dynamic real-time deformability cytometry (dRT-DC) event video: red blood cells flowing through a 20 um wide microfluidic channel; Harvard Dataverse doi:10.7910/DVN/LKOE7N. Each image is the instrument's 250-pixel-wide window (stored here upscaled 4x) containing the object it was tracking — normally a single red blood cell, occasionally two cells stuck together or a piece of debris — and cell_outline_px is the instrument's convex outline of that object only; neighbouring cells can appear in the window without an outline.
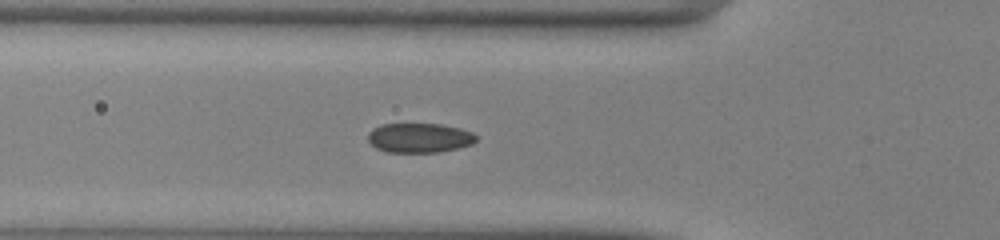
{"species": "common noctule bat (a hibernating species)", "species_latin": "Nyctalus noctula", "temperature_condition": "warm", "stored_images_in_passage": 29, "camera_frame_rate_fps": 3000, "um_per_image_px": 0.085, "animal": {"sex": "male", "body_mass_g": 13.0, "forearm_length_mm": 53.1}, "frame": {"image": 1, "passage_image": 2, "time_ms": 0.333, "image_size_px": [1000, 240], "cell_outline_px": [[476, 140], [472, 144], [440, 152], [388, 152], [376, 148], [368, 140], [368, 132], [372, 128], [380, 124], [440, 124], [460, 128], [472, 132], [476, 136]], "centroid_in_image_um": [35.63, 11.71], "position_along_channel_um": 90.2, "area_um2": 18.61}}
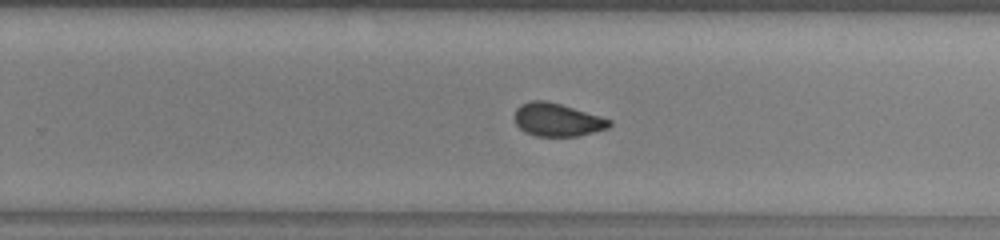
{"frame": {"image": 2, "passage_image": 16, "time_ms": 5.0, "image_size_px": [1000, 240], "cell_outline_px": [[612, 124], [608, 128], [580, 136], [536, 136], [524, 132], [516, 124], [512, 116], [516, 108], [520, 104], [532, 100], [544, 100], [560, 104], [600, 116], [612, 120]], "centroid_in_image_um": [47.33, 10.18], "position_along_channel_um": 282.5, "area_um2": 18.44}}
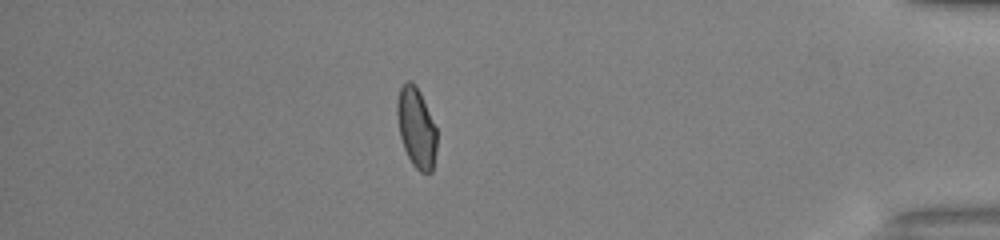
{"frame": {"image": 3, "passage_image": 28, "time_ms": 9.0, "image_size_px": [1000, 240], "cell_outline_px": [[436, 152], [432, 172], [420, 172], [412, 164], [404, 148], [400, 136], [396, 112], [396, 104], [400, 88], [408, 80], [412, 80], [416, 84], [420, 92], [436, 128]], "centroid_in_image_um": [35.38, 10.84], "position_along_channel_um": 399.8, "area_um2": 18.44}}